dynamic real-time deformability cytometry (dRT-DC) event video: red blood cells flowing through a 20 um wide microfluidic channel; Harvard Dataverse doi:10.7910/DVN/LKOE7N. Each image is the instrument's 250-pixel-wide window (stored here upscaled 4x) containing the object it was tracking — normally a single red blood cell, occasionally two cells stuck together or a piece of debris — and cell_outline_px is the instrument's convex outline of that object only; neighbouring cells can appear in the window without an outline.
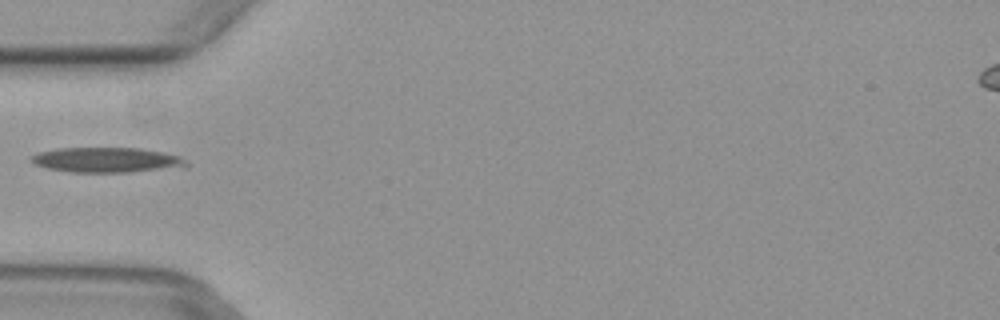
{"species": "common noctule bat (a hibernating species)", "species_latin": "Nyctalus noctula", "temperature_condition": "warm", "stored_images_in_passage": 4, "camera_frame_rate_fps": 3000, "um_per_image_px": 0.085, "animal": {"sex": "female", "body_mass_g": 29.2, "forearm_length_mm": 56.3}, "frame": {"image": 1, "passage_image": 4, "time_ms": 1.0, "image_size_px": [1000, 320], "cell_outline_px": [[188, 168], [128, 172], [72, 172], [48, 168], [36, 164], [32, 160], [32, 156], [40, 152], [56, 148], [140, 148], [164, 152], [180, 156], [188, 164]], "centroid_in_image_um": [9.18, 13.6], "position_along_channel_um": 75.8, "area_um2": 22.72}}